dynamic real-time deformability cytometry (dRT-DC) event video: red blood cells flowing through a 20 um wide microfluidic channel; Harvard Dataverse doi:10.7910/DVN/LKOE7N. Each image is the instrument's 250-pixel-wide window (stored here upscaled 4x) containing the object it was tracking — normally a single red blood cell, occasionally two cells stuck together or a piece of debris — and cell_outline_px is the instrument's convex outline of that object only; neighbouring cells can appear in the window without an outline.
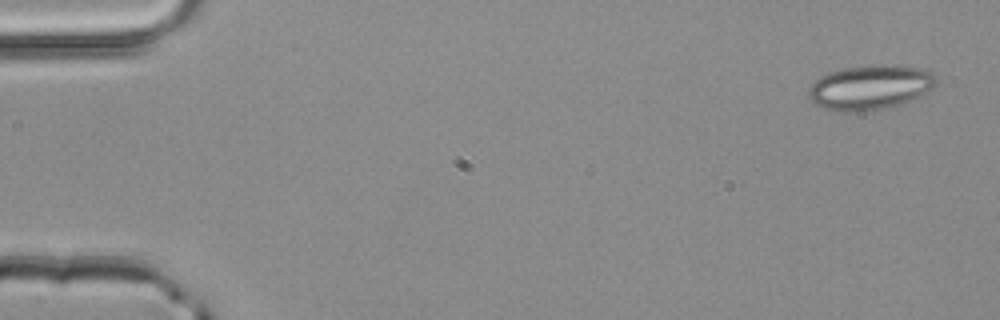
{"species": "common noctule bat (a hibernating species)", "species_latin": "Nyctalus noctula", "temperature_condition": "room temperature", "stored_images_in_passage": 4, "camera_frame_rate_fps": 3000, "um_per_image_px": 0.085, "animal": {"sex": "male", "body_mass_g": 20.4}, "frame": {"image": 1, "passage_image": 1, "time_ms": 0.0, "image_size_px": [1000, 320], "cell_outline_px": [[940, 80], [932, 88], [900, 104], [888, 108], [868, 112], [840, 112], [820, 108], [808, 96], [808, 92], [812, 84], [820, 76], [828, 72], [844, 68], [872, 64], [884, 64], [928, 68]], "centroid_in_image_um": [73.97, 7.42], "position_along_channel_um": 11.0, "area_um2": 33.7}}